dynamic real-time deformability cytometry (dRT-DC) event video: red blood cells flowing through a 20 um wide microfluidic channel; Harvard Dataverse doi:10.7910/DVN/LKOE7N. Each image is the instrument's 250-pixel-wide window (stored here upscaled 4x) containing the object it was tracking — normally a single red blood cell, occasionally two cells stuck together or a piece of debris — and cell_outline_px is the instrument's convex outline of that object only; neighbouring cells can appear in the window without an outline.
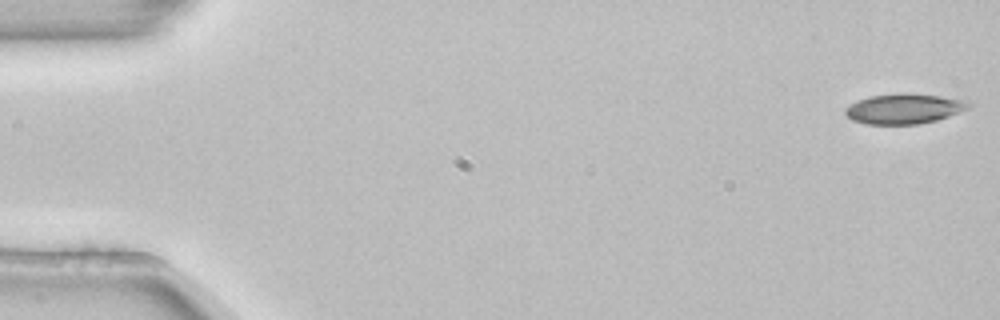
{"species": "common noctule bat (a hibernating species)", "species_latin": "Nyctalus noctula", "temperature_condition": "room temperature", "stored_images_in_passage": 5, "camera_frame_rate_fps": 3000, "um_per_image_px": 0.085, "animal": {"sex": "female", "body_mass_g": 22.7, "forearm_length_mm": 54.2}, "frame": {"image": 1, "passage_image": 1, "time_ms": 0.0, "image_size_px": [1000, 320], "cell_outline_px": [[972, 104], [968, 108], [960, 112], [936, 120], [920, 124], [864, 124], [852, 120], [844, 112], [844, 108], [868, 96], [900, 92], [908, 92], [940, 96], [964, 100]], "centroid_in_image_um": [76.84, 9.23], "position_along_channel_um": 8.2, "area_um2": 21.73}}
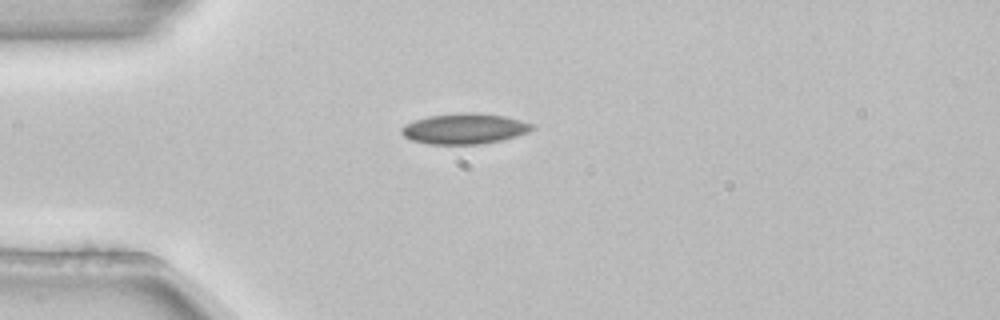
{"frame": {"image": 2, "passage_image": 4, "time_ms": 1.0, "image_size_px": [1000, 320], "cell_outline_px": [[536, 128], [528, 132], [516, 136], [500, 140], [480, 144], [428, 144], [412, 140], [404, 136], [400, 132], [400, 128], [404, 124], [428, 116], [464, 112], [476, 112], [504, 116], [536, 124]], "centroid_in_image_um": [39.49, 10.93], "position_along_channel_um": 45.5, "area_um2": 23.35}}
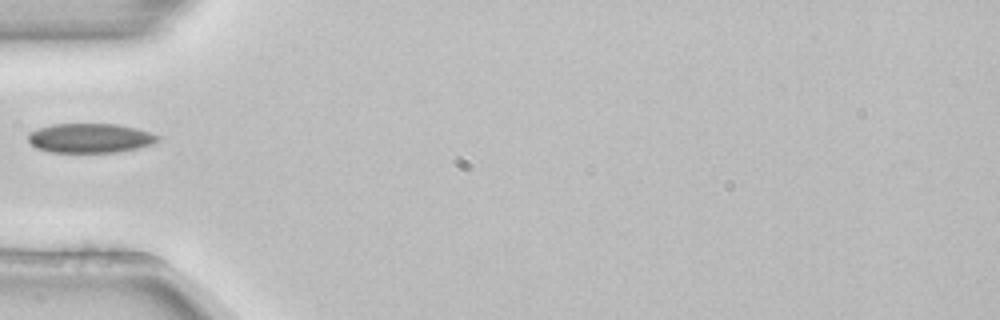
{"frame": {"image": 3, "passage_image": 5, "time_ms": 1.333, "image_size_px": [1000, 320], "cell_outline_px": [[160, 140], [152, 144], [136, 148], [116, 152], [52, 152], [36, 148], [28, 140], [28, 132], [52, 124], [116, 124], [136, 128], [160, 136]], "centroid_in_image_um": [7.65, 11.73], "position_along_channel_um": 77.3, "area_um2": 22.08}}